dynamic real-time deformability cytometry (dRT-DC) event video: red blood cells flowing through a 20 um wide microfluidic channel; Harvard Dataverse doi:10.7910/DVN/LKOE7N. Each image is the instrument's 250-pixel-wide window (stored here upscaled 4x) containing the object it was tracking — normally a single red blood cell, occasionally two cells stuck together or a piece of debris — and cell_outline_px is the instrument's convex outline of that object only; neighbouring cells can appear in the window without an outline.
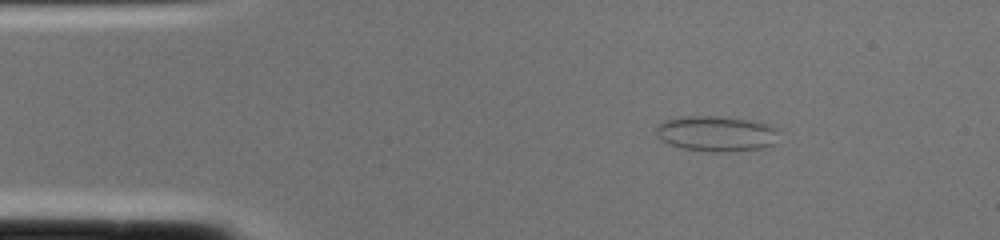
{"species": "common noctule bat (a hibernating species)", "species_latin": "Nyctalus noctula", "temperature_condition": "cold", "stored_images_in_passage": 1, "camera_frame_rate_fps": 3000, "um_per_image_px": 0.085, "animal": {"sex": "female", "body_mass_g": 22.0, "forearm_length_mm": 56.7}, "frame": {"image": 1, "passage_image": 1, "time_ms": 0.0, "image_size_px": [1000, 240], "cell_outline_px": [[780, 144], [764, 148], [720, 152], [712, 152], [684, 148], [668, 144], [656, 136], [656, 124], [664, 120], [684, 116], [720, 116], [748, 120], [768, 124], [776, 128]], "centroid_in_image_um": [60.91, 11.36], "position_along_channel_um": 24.1, "area_um2": 25.72}}